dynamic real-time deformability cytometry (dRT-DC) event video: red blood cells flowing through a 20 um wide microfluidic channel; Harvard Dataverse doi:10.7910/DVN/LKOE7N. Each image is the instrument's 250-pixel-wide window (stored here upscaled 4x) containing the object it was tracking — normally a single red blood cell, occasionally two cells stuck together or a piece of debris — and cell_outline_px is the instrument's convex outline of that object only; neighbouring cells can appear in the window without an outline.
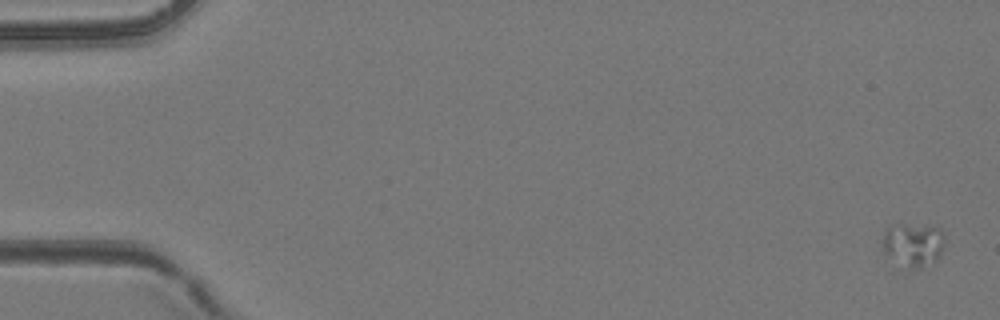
{"species": "common noctule bat (a hibernating species)", "species_latin": "Nyctalus noctula", "temperature_condition": "room temperature", "stored_images_in_passage": 47, "camera_frame_rate_fps": 3000, "um_per_image_px": 0.085, "animal": {"sex": "female", "body_mass_g": 24.6, "forearm_length_mm": 56.2}, "frame": {"image": 1, "passage_image": 1, "time_ms": 0.0, "image_size_px": [1000, 320], "cell_outline_px": [[944, 244], [940, 256], [936, 264], [920, 268], [908, 268], [884, 252], [884, 228], [904, 224], [940, 228], [944, 236]], "centroid_in_image_um": [77.69, 20.81], "position_along_channel_um": 7.3, "area_um2": 15.66}}
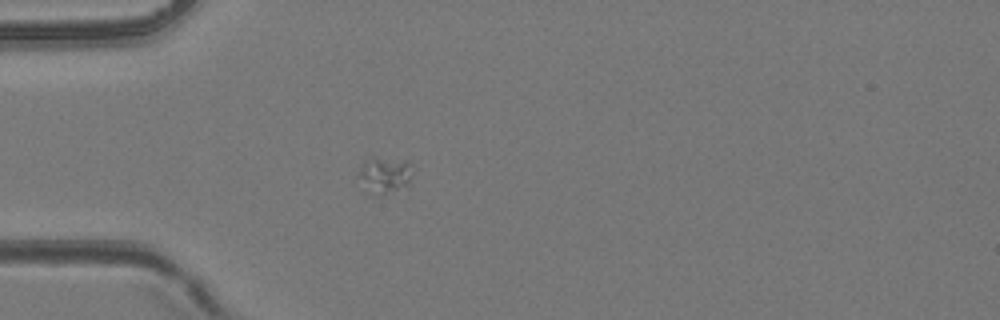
{"frame": {"image": 2, "passage_image": 14, "time_ms": 4.333, "image_size_px": [1000, 320], "cell_outline_px": [[412, 172], [408, 188], [380, 196], [372, 196], [360, 176], [360, 164], [372, 156], [408, 160]], "centroid_in_image_um": [32.76, 14.88], "position_along_channel_um": 52.2, "area_um2": 11.73}}